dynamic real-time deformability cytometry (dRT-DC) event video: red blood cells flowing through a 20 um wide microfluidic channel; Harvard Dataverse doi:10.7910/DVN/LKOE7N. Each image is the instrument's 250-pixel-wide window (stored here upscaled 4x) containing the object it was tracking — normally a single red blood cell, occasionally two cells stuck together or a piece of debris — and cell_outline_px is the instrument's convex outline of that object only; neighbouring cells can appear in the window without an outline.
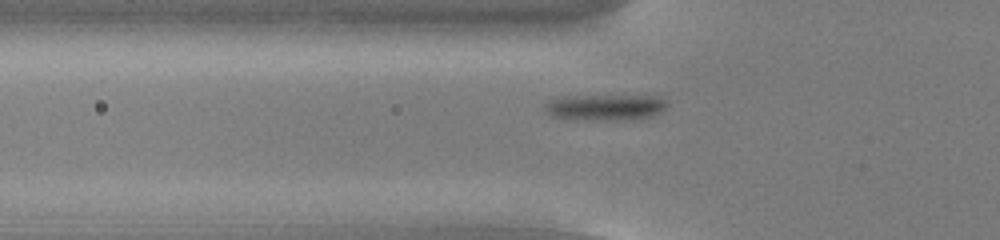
{"species": "common noctule bat (a hibernating species)", "species_latin": "Nyctalus noctula", "temperature_condition": "cold", "stored_images_in_passage": 49, "camera_frame_rate_fps": 3000, "um_per_image_px": 0.085, "animal": {"sex": "male", "body_mass_g": 13.0, "forearm_length_mm": 53.1}, "frame": {"image": 1, "passage_image": 13, "time_ms": 4.0, "image_size_px": [1000, 240], "cell_outline_px": [[668, 104], [664, 112], [652, 116], [624, 120], [592, 120], [556, 116], [548, 112], [544, 104], [552, 100], [568, 96], [652, 96], [664, 100]], "centroid_in_image_um": [51.55, 9.12], "position_along_channel_um": 74.3, "area_um2": 18.09}}
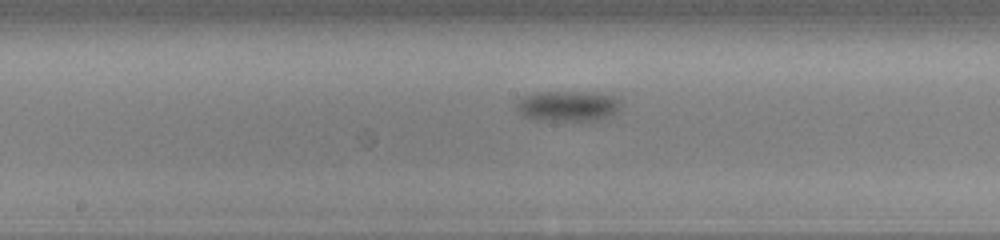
{"frame": {"image": 2, "passage_image": 23, "time_ms": 7.333, "image_size_px": [1000, 240], "cell_outline_px": [[620, 108], [616, 112], [596, 120], [544, 120], [524, 116], [516, 108], [516, 104], [524, 96], [536, 92], [596, 92], [616, 96], [620, 100]], "centroid_in_image_um": [48.3, 8.99], "position_along_channel_um": 199.9, "area_um2": 18.32}}
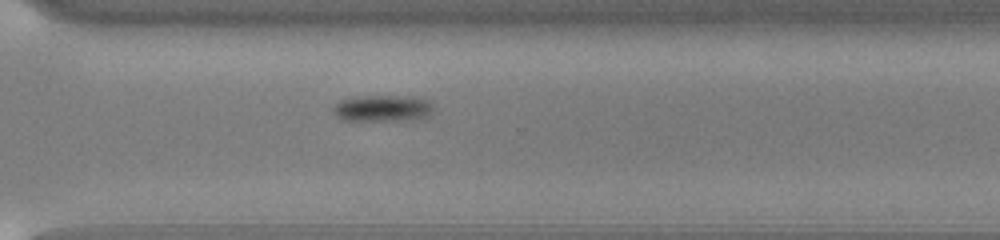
{"frame": {"image": 3, "passage_image": 34, "time_ms": 11.0, "image_size_px": [1000, 240], "cell_outline_px": [[432, 108], [424, 116], [380, 120], [344, 120], [336, 112], [336, 104], [340, 100], [368, 96], [420, 96], [428, 100], [432, 104]], "centroid_in_image_um": [32.54, 9.16], "position_along_channel_um": 338.1, "area_um2": 14.45}, "authors_computed_cell_mechanics": {"area_um2": 15.4904, "velocity_mm_per_s": 3.7837, "shape_relaxation_time_tau1_ms": 1.0266, "shape_relaxation_time_tau2_ms": null, "deformation_change_tau1": 0.0785, "deformation_change_tau2": null}}